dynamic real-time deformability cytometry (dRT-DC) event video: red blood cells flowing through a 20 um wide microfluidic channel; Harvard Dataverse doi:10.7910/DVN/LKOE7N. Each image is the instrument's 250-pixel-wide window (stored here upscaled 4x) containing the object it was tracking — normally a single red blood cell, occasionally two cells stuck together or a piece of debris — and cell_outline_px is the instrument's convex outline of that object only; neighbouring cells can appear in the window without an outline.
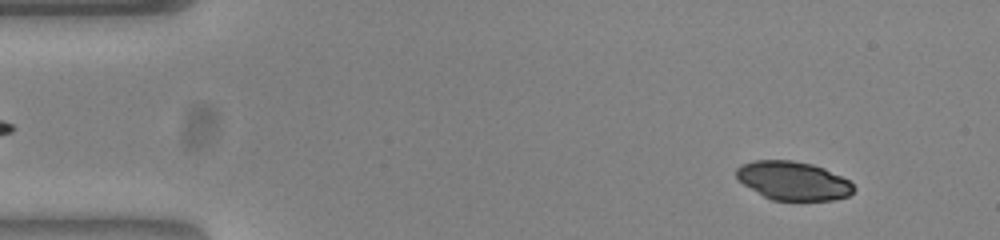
{"species": "common noctule bat (a hibernating species)", "species_latin": "Nyctalus noctula", "temperature_condition": "warm", "stored_images_in_passage": 52, "camera_frame_rate_fps": 3000, "um_per_image_px": 0.085, "animal": {"sex": "female", "body_mass_g": 23.0, "forearm_length_mm": 53.4}, "frame": {"image": 1, "passage_image": 5, "time_ms": 1.333, "image_size_px": [1000, 240], "cell_outline_px": [[856, 188], [848, 196], [832, 200], [772, 200], [764, 196], [736, 180], [736, 168], [740, 164], [756, 160], [792, 160], [812, 164], [824, 168], [848, 180]], "centroid_in_image_um": [67.38, 15.36], "position_along_channel_um": 17.6, "area_um2": 26.41}}
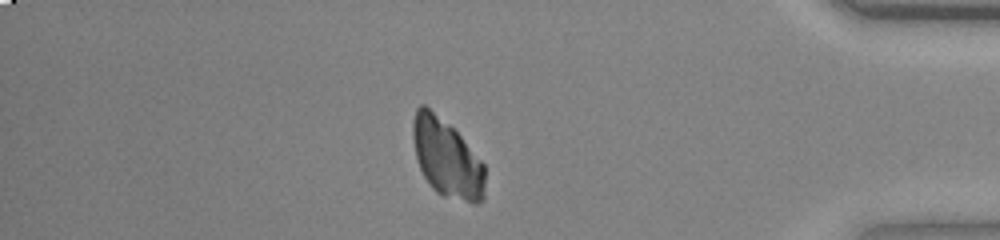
{"frame": {"image": 2, "passage_image": 45, "time_ms": 14.667, "image_size_px": [1000, 240], "cell_outline_px": [[484, 200], [476, 204], [472, 204], [444, 196], [436, 192], [432, 188], [424, 176], [420, 168], [416, 156], [412, 136], [412, 120], [416, 108], [420, 104], [424, 104], [452, 128], [460, 136], [484, 164]], "centroid_in_image_um": [37.97, 13.47], "position_along_channel_um": 397.2, "area_um2": 32.66}}
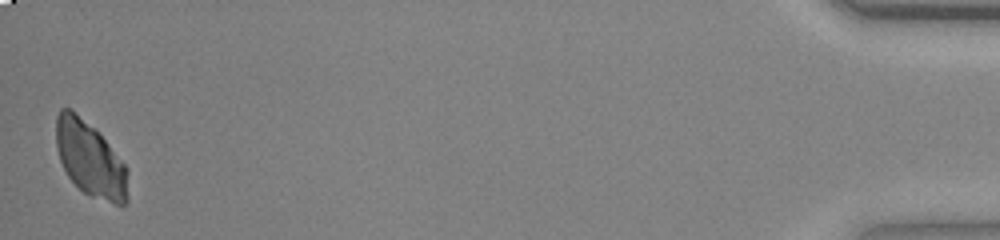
{"frame": {"image": 3, "passage_image": 52, "time_ms": 17.0, "image_size_px": [1000, 240], "cell_outline_px": [[128, 200], [124, 204], [116, 204], [92, 196], [84, 192], [68, 176], [60, 160], [56, 144], [56, 116], [60, 108], [72, 108], [104, 140], [124, 164], [128, 172]], "centroid_in_image_um": [7.65, 13.53], "position_along_channel_um": 427.5, "area_um2": 30.81}}